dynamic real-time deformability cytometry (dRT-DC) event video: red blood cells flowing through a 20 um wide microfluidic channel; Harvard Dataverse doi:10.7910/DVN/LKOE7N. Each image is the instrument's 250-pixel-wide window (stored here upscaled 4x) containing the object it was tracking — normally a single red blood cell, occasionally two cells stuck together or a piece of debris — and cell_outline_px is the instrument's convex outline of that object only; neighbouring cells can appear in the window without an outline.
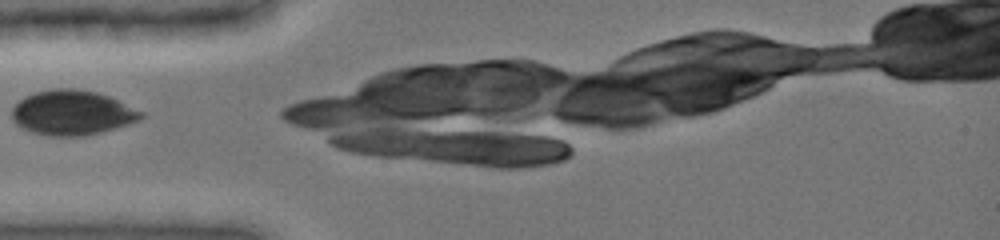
{"species": "common noctule bat (a hibernating species)", "species_latin": "Nyctalus noctula", "temperature_condition": "cold", "stored_images_in_passage": 13, "camera_frame_rate_fps": 3000, "um_per_image_px": 0.085, "animal": {"sex": "female", "body_mass_g": 19.0, "forearm_length_mm": 51.5}, "frame": {"image": 1, "passage_image": 1, "time_ms": 0.0, "image_size_px": [1000, 240], "cell_outline_px": [[144, 116], [140, 120], [104, 132], [84, 136], [48, 136], [32, 132], [16, 124], [12, 120], [12, 108], [24, 96], [36, 92], [52, 88], [72, 88], [96, 92], [108, 96], [144, 112]], "centroid_in_image_um": [6.13, 9.59], "position_along_channel_um": 78.9, "area_um2": 33.81}}
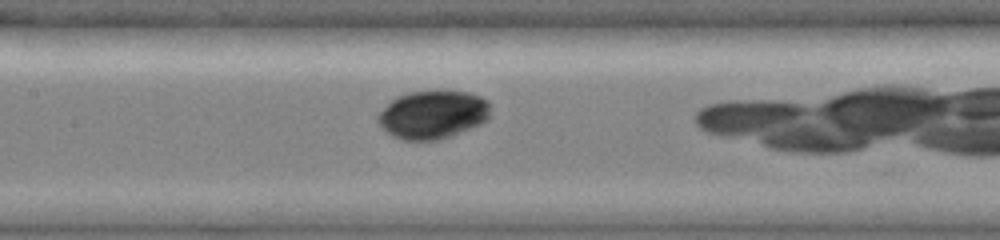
{"frame": {"image": 2, "passage_image": 6, "time_ms": 2.333, "image_size_px": [1000, 240], "cell_outline_px": [[488, 120], [480, 124], [452, 136], [440, 140], [400, 140], [392, 136], [380, 128], [376, 120], [376, 116], [396, 96], [408, 92], [432, 88], [444, 88], [468, 92], [480, 96], [488, 100]], "centroid_in_image_um": [36.76, 9.7], "position_along_channel_um": 170.6, "area_um2": 32.66}}
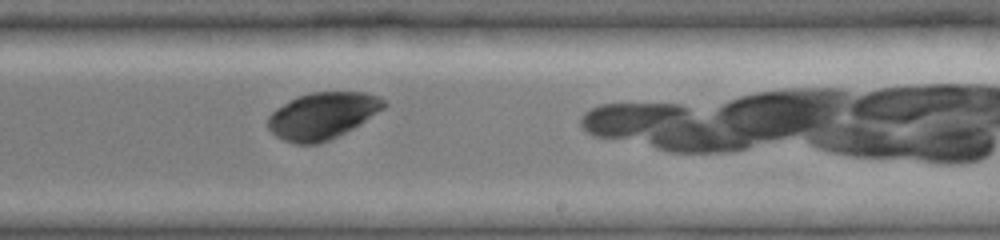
{"frame": {"image": 3, "passage_image": 12, "time_ms": 4.667, "image_size_px": [1000, 240], "cell_outline_px": [[388, 104], [384, 108], [352, 128], [328, 140], [316, 144], [296, 144], [284, 140], [276, 136], [268, 128], [268, 116], [276, 108], [296, 96], [312, 92], [368, 92], [380, 96]], "centroid_in_image_um": [27.4, 9.81], "position_along_channel_um": 261.6, "area_um2": 31.39}}